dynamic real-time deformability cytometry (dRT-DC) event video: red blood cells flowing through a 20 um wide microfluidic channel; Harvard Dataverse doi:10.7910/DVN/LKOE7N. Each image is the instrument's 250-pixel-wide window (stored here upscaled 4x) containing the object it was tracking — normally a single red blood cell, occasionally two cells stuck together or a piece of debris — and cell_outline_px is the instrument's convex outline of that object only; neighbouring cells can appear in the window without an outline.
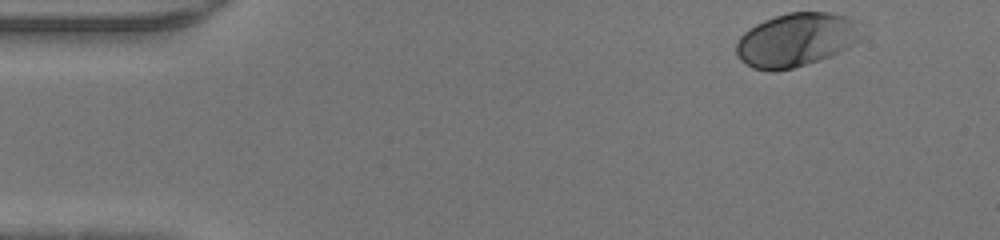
{"species": "human", "species_latin": "Homo sapiens", "temperature_condition": "warm", "stored_images_in_passage": 43, "camera_frame_rate_fps": 3000, "um_per_image_px": 0.085, "donor": {"sex": "male"}, "frame": {"image": 1, "passage_image": 1, "time_ms": 0.0, "image_size_px": [1000, 240], "cell_outline_px": [[860, 40], [856, 44], [848, 48], [820, 60], [792, 68], [772, 72], [752, 68], [740, 60], [736, 52], [736, 44], [740, 36], [748, 28], [764, 20], [788, 12], [828, 12], [848, 16], [852, 20], [860, 36]], "centroid_in_image_um": [67.62, 3.4], "position_along_channel_um": 17.4, "area_um2": 38.96}}
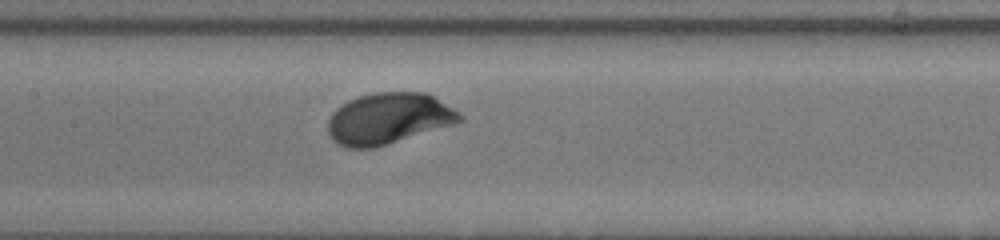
{"frame": {"image": 2, "passage_image": 19, "time_ms": 6.0, "image_size_px": [1000, 240], "cell_outline_px": [[464, 120], [452, 124], [372, 148], [344, 148], [332, 140], [328, 132], [328, 120], [332, 112], [336, 108], [348, 100], [360, 96], [376, 92], [428, 92], [464, 116]], "centroid_in_image_um": [32.98, 10.06], "position_along_channel_um": 174.4, "area_um2": 39.02}}
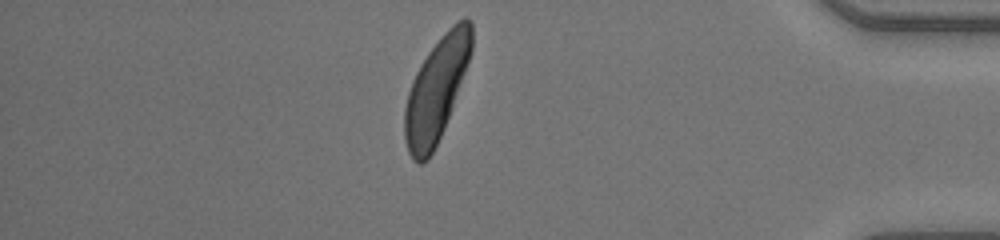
{"frame": {"image": 3, "passage_image": 37, "time_ms": 12.0, "image_size_px": [1000, 240], "cell_outline_px": [[472, 52], [452, 108], [444, 128], [428, 160], [420, 164], [416, 164], [412, 160], [408, 152], [404, 140], [404, 108], [408, 92], [412, 80], [420, 64], [428, 52], [440, 36], [456, 20], [464, 16], [472, 20]], "centroid_in_image_um": [37.08, 7.6], "position_along_channel_um": 398.1, "area_um2": 40.52}}